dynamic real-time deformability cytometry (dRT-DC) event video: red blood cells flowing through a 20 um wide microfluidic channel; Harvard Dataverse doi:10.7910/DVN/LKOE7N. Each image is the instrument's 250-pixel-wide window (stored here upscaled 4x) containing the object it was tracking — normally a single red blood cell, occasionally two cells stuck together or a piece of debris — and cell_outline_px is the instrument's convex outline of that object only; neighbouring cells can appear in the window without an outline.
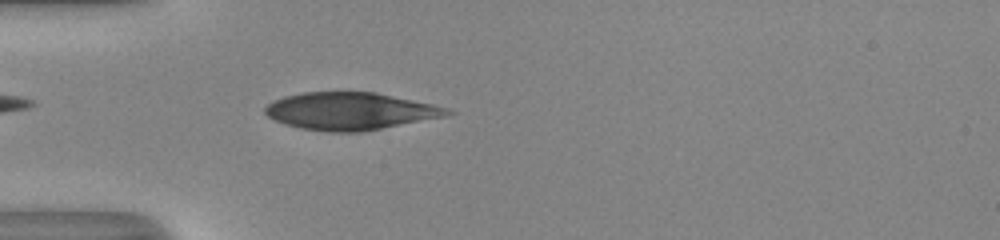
{"species": "human", "species_latin": "Homo sapiens", "temperature_condition": "room temperature", "stored_images_in_passage": 38, "camera_frame_rate_fps": 3000, "um_per_image_px": 0.085, "donor": {"sex": "male"}, "frame": {"image": 1, "passage_image": 3, "time_ms": 0.667, "image_size_px": [1000, 240], "cell_outline_px": [[456, 112], [444, 116], [360, 132], [328, 132], [300, 128], [284, 124], [268, 116], [264, 112], [264, 108], [268, 104], [284, 96], [304, 92], [376, 92], [432, 104], [448, 108]], "centroid_in_image_um": [29.74, 9.44], "position_along_channel_um": 55.3, "area_um2": 39.36}}
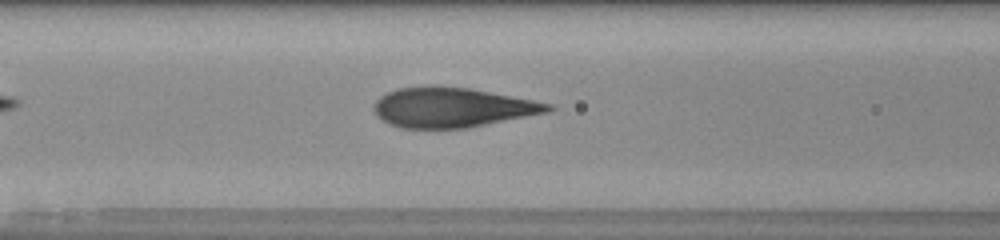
{"frame": {"image": 2, "passage_image": 9, "time_ms": 2.667, "image_size_px": [1000, 240], "cell_outline_px": [[556, 108], [548, 112], [464, 128], [400, 128], [376, 116], [372, 108], [376, 100], [380, 96], [396, 88], [424, 84], [436, 84], [468, 88], [532, 100], [552, 104]], "centroid_in_image_um": [38.37, 9.1], "position_along_channel_um": 128.2, "area_um2": 40.46}}
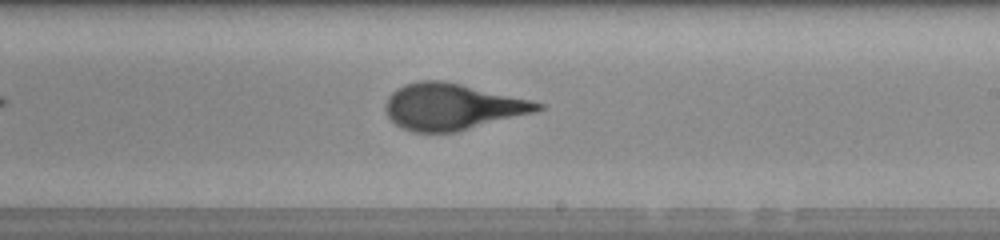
{"frame": {"image": 3, "passage_image": 18, "time_ms": 5.667, "image_size_px": [1000, 240], "cell_outline_px": [[544, 108], [532, 112], [456, 132], [412, 132], [400, 128], [388, 116], [384, 108], [384, 104], [388, 96], [396, 88], [404, 84], [420, 80], [444, 80], [532, 100], [544, 104]], "centroid_in_image_um": [38.37, 9.06], "position_along_channel_um": 250.6, "area_um2": 40.98}, "authors_computed_cell_mechanics": {"area_um2": 40.3444, "velocity_mm_per_s": 4.0939, "shape_relaxation_time_tau1_ms": 4.6067, "shape_relaxation_time_tau2_ms": null, "deformation_change_tau1": 0.1872, "deformation_change_tau2": null}}